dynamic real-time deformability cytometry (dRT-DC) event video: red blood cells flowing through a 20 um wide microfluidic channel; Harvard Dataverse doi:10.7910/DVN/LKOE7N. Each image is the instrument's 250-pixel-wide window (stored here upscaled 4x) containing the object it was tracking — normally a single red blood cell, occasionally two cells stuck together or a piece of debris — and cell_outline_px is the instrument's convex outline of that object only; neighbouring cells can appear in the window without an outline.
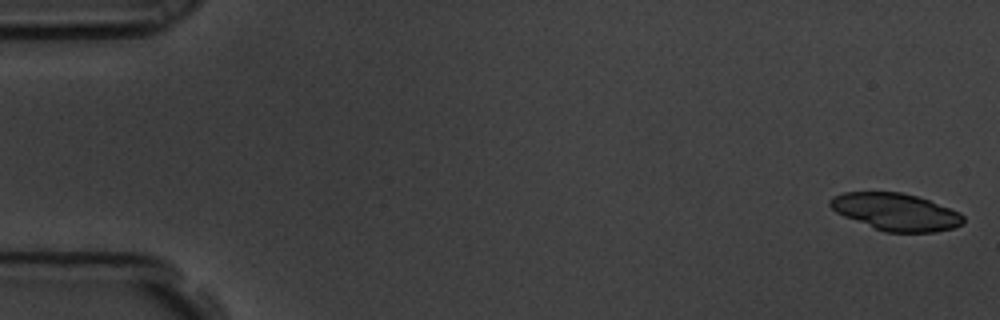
{"species": "common noctule bat (a hibernating species)", "species_latin": "Nyctalus noctula", "temperature_condition": "room temperature", "stored_images_in_passage": 12, "camera_frame_rate_fps": 3000, "um_per_image_px": 0.085, "animal": {"sex": "male", "body_mass_g": 19.5, "forearm_length_mm": 54.6}, "frame": {"image": 1, "passage_image": 1, "time_ms": 0.0, "image_size_px": [1000, 320], "cell_outline_px": [[964, 224], [952, 228], [936, 232], [884, 232], [844, 216], [836, 212], [828, 204], [828, 200], [832, 196], [844, 192], [900, 192], [916, 196], [928, 200], [960, 212], [964, 216]], "centroid_in_image_um": [76.14, 18.01], "position_along_channel_um": 8.9, "area_um2": 28.84}}